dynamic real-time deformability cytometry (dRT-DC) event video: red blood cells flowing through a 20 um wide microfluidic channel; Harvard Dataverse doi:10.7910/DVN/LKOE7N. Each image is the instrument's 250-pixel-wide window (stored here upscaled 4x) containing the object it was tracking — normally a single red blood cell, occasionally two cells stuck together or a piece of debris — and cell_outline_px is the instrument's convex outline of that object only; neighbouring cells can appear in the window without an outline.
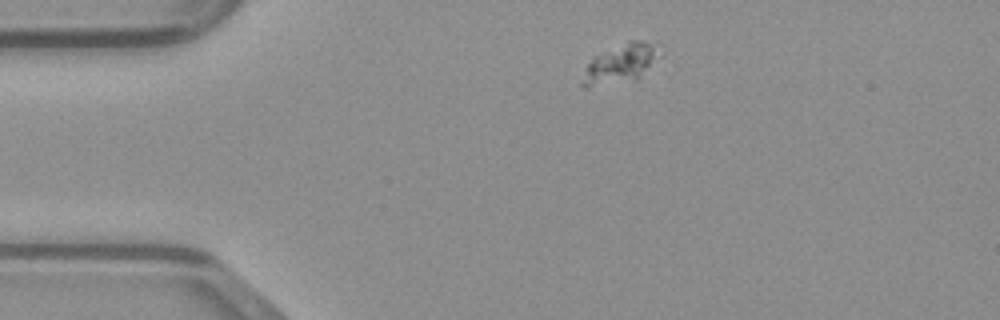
{"species": "common noctule bat (a hibernating species)", "species_latin": "Nyctalus noctula", "temperature_condition": "warm", "stored_images_in_passage": 41, "camera_frame_rate_fps": 3000, "um_per_image_px": 0.085, "animal": {"sex": "male", "body_mass_g": 23.1, "forearm_length_mm": 52.7}, "frame": {"image": 1, "passage_image": 1, "time_ms": 0.0, "image_size_px": [1000, 320], "cell_outline_px": [[664, 56], [636, 80], [588, 88], [584, 88], [580, 84], [588, 64], [596, 56], [628, 40], [640, 40], [652, 44], [664, 52]], "centroid_in_image_um": [52.82, 5.43], "position_along_channel_um": 32.2, "area_um2": 17.8}}
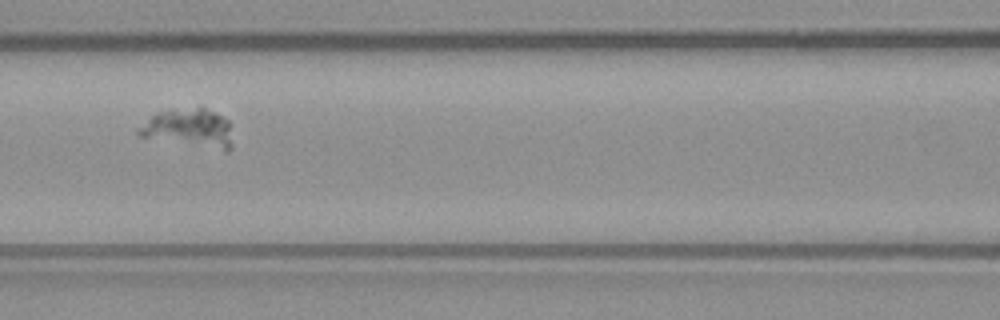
{"frame": {"image": 2, "passage_image": 13, "time_ms": 4.0, "image_size_px": [1000, 320], "cell_outline_px": [[232, 148], [228, 152], [224, 152], [140, 136], [136, 132], [136, 128], [152, 116], [160, 112], [196, 108], [204, 108], [228, 120], [232, 144]], "centroid_in_image_um": [16.1, 10.96], "position_along_channel_um": 150.5, "area_um2": 20.87}}
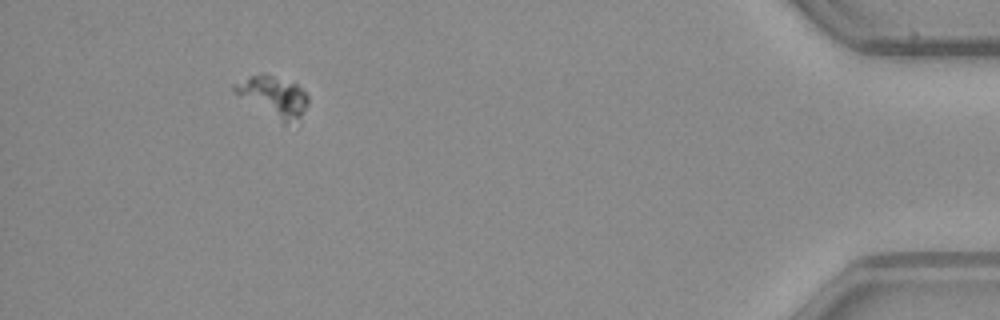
{"frame": {"image": 3, "passage_image": 37, "time_ms": 12.0, "image_size_px": [1000, 320], "cell_outline_px": [[308, 104], [300, 116], [284, 124], [236, 92], [232, 88], [232, 84], [248, 76], [272, 76], [296, 84], [308, 96]], "centroid_in_image_um": [23.26, 8.19], "position_along_channel_um": 411.9, "area_um2": 16.18}}